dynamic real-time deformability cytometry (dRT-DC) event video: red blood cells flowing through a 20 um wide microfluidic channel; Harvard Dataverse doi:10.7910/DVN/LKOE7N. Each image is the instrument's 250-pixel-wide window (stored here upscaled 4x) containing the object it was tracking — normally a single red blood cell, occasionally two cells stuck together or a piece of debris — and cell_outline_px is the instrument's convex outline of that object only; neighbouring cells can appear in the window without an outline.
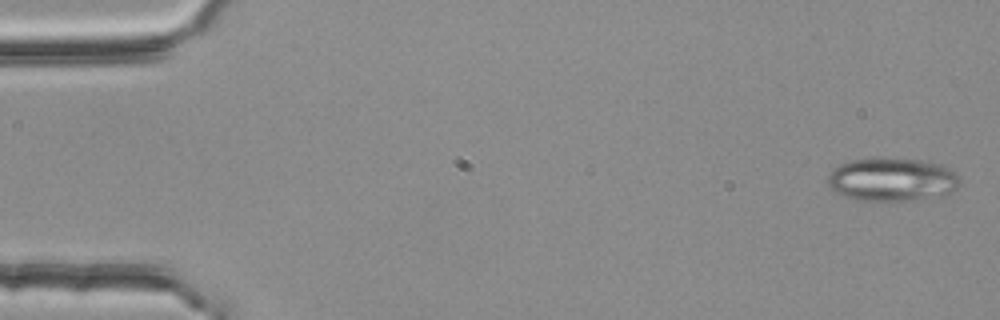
{"species": "common noctule bat (a hibernating species)", "species_latin": "Nyctalus noctula", "temperature_condition": "room temperature", "stored_images_in_passage": 4, "camera_frame_rate_fps": 3000, "um_per_image_px": 0.085, "animal": {"sex": "female", "body_mass_g": 25.1}, "frame": {"image": 1, "passage_image": 1, "time_ms": 0.0, "image_size_px": [1000, 320], "cell_outline_px": [[960, 184], [952, 192], [944, 196], [888, 204], [856, 200], [844, 196], [836, 192], [828, 184], [828, 176], [840, 164], [848, 160], [872, 156], [884, 156], [920, 160], [940, 164], [956, 172], [960, 176]], "centroid_in_image_um": [75.85, 15.28], "position_along_channel_um": 9.2, "area_um2": 34.97}}